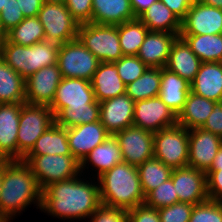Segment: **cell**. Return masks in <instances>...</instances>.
<instances>
[{
	"instance_id": "53",
	"label": "cell",
	"mask_w": 222,
	"mask_h": 222,
	"mask_svg": "<svg viewBox=\"0 0 222 222\" xmlns=\"http://www.w3.org/2000/svg\"><path fill=\"white\" fill-rule=\"evenodd\" d=\"M7 32L4 30L0 20V45L6 41Z\"/></svg>"
},
{
	"instance_id": "46",
	"label": "cell",
	"mask_w": 222,
	"mask_h": 222,
	"mask_svg": "<svg viewBox=\"0 0 222 222\" xmlns=\"http://www.w3.org/2000/svg\"><path fill=\"white\" fill-rule=\"evenodd\" d=\"M207 194L210 200L222 201V169L206 172Z\"/></svg>"
},
{
	"instance_id": "19",
	"label": "cell",
	"mask_w": 222,
	"mask_h": 222,
	"mask_svg": "<svg viewBox=\"0 0 222 222\" xmlns=\"http://www.w3.org/2000/svg\"><path fill=\"white\" fill-rule=\"evenodd\" d=\"M134 101L125 93L100 102V122L110 135L133 125Z\"/></svg>"
},
{
	"instance_id": "20",
	"label": "cell",
	"mask_w": 222,
	"mask_h": 222,
	"mask_svg": "<svg viewBox=\"0 0 222 222\" xmlns=\"http://www.w3.org/2000/svg\"><path fill=\"white\" fill-rule=\"evenodd\" d=\"M71 154L81 163L83 159L110 134L99 121L67 128Z\"/></svg>"
},
{
	"instance_id": "4",
	"label": "cell",
	"mask_w": 222,
	"mask_h": 222,
	"mask_svg": "<svg viewBox=\"0 0 222 222\" xmlns=\"http://www.w3.org/2000/svg\"><path fill=\"white\" fill-rule=\"evenodd\" d=\"M3 61L26 80L43 67L58 63L60 45L41 41L31 46H22L11 42L1 44Z\"/></svg>"
},
{
	"instance_id": "44",
	"label": "cell",
	"mask_w": 222,
	"mask_h": 222,
	"mask_svg": "<svg viewBox=\"0 0 222 222\" xmlns=\"http://www.w3.org/2000/svg\"><path fill=\"white\" fill-rule=\"evenodd\" d=\"M24 14L20 9L17 0H7L5 7L0 13V20L6 32L17 26L24 20Z\"/></svg>"
},
{
	"instance_id": "8",
	"label": "cell",
	"mask_w": 222,
	"mask_h": 222,
	"mask_svg": "<svg viewBox=\"0 0 222 222\" xmlns=\"http://www.w3.org/2000/svg\"><path fill=\"white\" fill-rule=\"evenodd\" d=\"M189 130L178 124L154 133V157L172 169L188 164Z\"/></svg>"
},
{
	"instance_id": "10",
	"label": "cell",
	"mask_w": 222,
	"mask_h": 222,
	"mask_svg": "<svg viewBox=\"0 0 222 222\" xmlns=\"http://www.w3.org/2000/svg\"><path fill=\"white\" fill-rule=\"evenodd\" d=\"M57 64L62 78L91 81L100 61L77 38L60 45Z\"/></svg>"
},
{
	"instance_id": "22",
	"label": "cell",
	"mask_w": 222,
	"mask_h": 222,
	"mask_svg": "<svg viewBox=\"0 0 222 222\" xmlns=\"http://www.w3.org/2000/svg\"><path fill=\"white\" fill-rule=\"evenodd\" d=\"M190 91L215 102L222 101V63L203 62L194 80L190 83Z\"/></svg>"
},
{
	"instance_id": "56",
	"label": "cell",
	"mask_w": 222,
	"mask_h": 222,
	"mask_svg": "<svg viewBox=\"0 0 222 222\" xmlns=\"http://www.w3.org/2000/svg\"><path fill=\"white\" fill-rule=\"evenodd\" d=\"M3 61V52H2V46L0 45V64H2Z\"/></svg>"
},
{
	"instance_id": "35",
	"label": "cell",
	"mask_w": 222,
	"mask_h": 222,
	"mask_svg": "<svg viewBox=\"0 0 222 222\" xmlns=\"http://www.w3.org/2000/svg\"><path fill=\"white\" fill-rule=\"evenodd\" d=\"M144 195L156 189L161 183L171 178L173 169L155 157L137 166Z\"/></svg>"
},
{
	"instance_id": "3",
	"label": "cell",
	"mask_w": 222,
	"mask_h": 222,
	"mask_svg": "<svg viewBox=\"0 0 222 222\" xmlns=\"http://www.w3.org/2000/svg\"><path fill=\"white\" fill-rule=\"evenodd\" d=\"M101 204L126 211L144 204L137 166L118 163L97 178Z\"/></svg>"
},
{
	"instance_id": "12",
	"label": "cell",
	"mask_w": 222,
	"mask_h": 222,
	"mask_svg": "<svg viewBox=\"0 0 222 222\" xmlns=\"http://www.w3.org/2000/svg\"><path fill=\"white\" fill-rule=\"evenodd\" d=\"M176 124L177 115L159 96L135 101L133 126L155 133Z\"/></svg>"
},
{
	"instance_id": "5",
	"label": "cell",
	"mask_w": 222,
	"mask_h": 222,
	"mask_svg": "<svg viewBox=\"0 0 222 222\" xmlns=\"http://www.w3.org/2000/svg\"><path fill=\"white\" fill-rule=\"evenodd\" d=\"M43 190L51 183L80 176V162L73 155H25L22 158Z\"/></svg>"
},
{
	"instance_id": "13",
	"label": "cell",
	"mask_w": 222,
	"mask_h": 222,
	"mask_svg": "<svg viewBox=\"0 0 222 222\" xmlns=\"http://www.w3.org/2000/svg\"><path fill=\"white\" fill-rule=\"evenodd\" d=\"M87 104H99L91 82L79 78H62L49 108L55 117L64 108L87 107Z\"/></svg>"
},
{
	"instance_id": "25",
	"label": "cell",
	"mask_w": 222,
	"mask_h": 222,
	"mask_svg": "<svg viewBox=\"0 0 222 222\" xmlns=\"http://www.w3.org/2000/svg\"><path fill=\"white\" fill-rule=\"evenodd\" d=\"M190 92V83L171 72L167 68H161V82L159 98L176 115L180 113Z\"/></svg>"
},
{
	"instance_id": "57",
	"label": "cell",
	"mask_w": 222,
	"mask_h": 222,
	"mask_svg": "<svg viewBox=\"0 0 222 222\" xmlns=\"http://www.w3.org/2000/svg\"><path fill=\"white\" fill-rule=\"evenodd\" d=\"M0 192H1V161H0Z\"/></svg>"
},
{
	"instance_id": "14",
	"label": "cell",
	"mask_w": 222,
	"mask_h": 222,
	"mask_svg": "<svg viewBox=\"0 0 222 222\" xmlns=\"http://www.w3.org/2000/svg\"><path fill=\"white\" fill-rule=\"evenodd\" d=\"M222 34V9L194 0L181 20L179 35Z\"/></svg>"
},
{
	"instance_id": "50",
	"label": "cell",
	"mask_w": 222,
	"mask_h": 222,
	"mask_svg": "<svg viewBox=\"0 0 222 222\" xmlns=\"http://www.w3.org/2000/svg\"><path fill=\"white\" fill-rule=\"evenodd\" d=\"M156 1L158 0H130L133 14L137 18Z\"/></svg>"
},
{
	"instance_id": "51",
	"label": "cell",
	"mask_w": 222,
	"mask_h": 222,
	"mask_svg": "<svg viewBox=\"0 0 222 222\" xmlns=\"http://www.w3.org/2000/svg\"><path fill=\"white\" fill-rule=\"evenodd\" d=\"M210 169H222V146L214 157V161Z\"/></svg>"
},
{
	"instance_id": "6",
	"label": "cell",
	"mask_w": 222,
	"mask_h": 222,
	"mask_svg": "<svg viewBox=\"0 0 222 222\" xmlns=\"http://www.w3.org/2000/svg\"><path fill=\"white\" fill-rule=\"evenodd\" d=\"M77 38L100 62L114 63L123 56L118 25L80 24Z\"/></svg>"
},
{
	"instance_id": "39",
	"label": "cell",
	"mask_w": 222,
	"mask_h": 222,
	"mask_svg": "<svg viewBox=\"0 0 222 222\" xmlns=\"http://www.w3.org/2000/svg\"><path fill=\"white\" fill-rule=\"evenodd\" d=\"M114 64L118 69V75L125 85L134 82L148 68L137 55H123Z\"/></svg>"
},
{
	"instance_id": "23",
	"label": "cell",
	"mask_w": 222,
	"mask_h": 222,
	"mask_svg": "<svg viewBox=\"0 0 222 222\" xmlns=\"http://www.w3.org/2000/svg\"><path fill=\"white\" fill-rule=\"evenodd\" d=\"M90 82L99 103L126 92V85L118 75L116 65L111 62H100Z\"/></svg>"
},
{
	"instance_id": "34",
	"label": "cell",
	"mask_w": 222,
	"mask_h": 222,
	"mask_svg": "<svg viewBox=\"0 0 222 222\" xmlns=\"http://www.w3.org/2000/svg\"><path fill=\"white\" fill-rule=\"evenodd\" d=\"M41 41H45V32L38 16L24 18L6 35V42L22 46H31Z\"/></svg>"
},
{
	"instance_id": "27",
	"label": "cell",
	"mask_w": 222,
	"mask_h": 222,
	"mask_svg": "<svg viewBox=\"0 0 222 222\" xmlns=\"http://www.w3.org/2000/svg\"><path fill=\"white\" fill-rule=\"evenodd\" d=\"M215 103L190 91L183 109L177 115V124L188 130L201 128L212 113Z\"/></svg>"
},
{
	"instance_id": "43",
	"label": "cell",
	"mask_w": 222,
	"mask_h": 222,
	"mask_svg": "<svg viewBox=\"0 0 222 222\" xmlns=\"http://www.w3.org/2000/svg\"><path fill=\"white\" fill-rule=\"evenodd\" d=\"M64 4L78 23H92L93 0H65Z\"/></svg>"
},
{
	"instance_id": "28",
	"label": "cell",
	"mask_w": 222,
	"mask_h": 222,
	"mask_svg": "<svg viewBox=\"0 0 222 222\" xmlns=\"http://www.w3.org/2000/svg\"><path fill=\"white\" fill-rule=\"evenodd\" d=\"M149 31L175 33L179 36L181 20L160 0L137 17Z\"/></svg>"
},
{
	"instance_id": "31",
	"label": "cell",
	"mask_w": 222,
	"mask_h": 222,
	"mask_svg": "<svg viewBox=\"0 0 222 222\" xmlns=\"http://www.w3.org/2000/svg\"><path fill=\"white\" fill-rule=\"evenodd\" d=\"M201 62L222 61V34L179 35Z\"/></svg>"
},
{
	"instance_id": "32",
	"label": "cell",
	"mask_w": 222,
	"mask_h": 222,
	"mask_svg": "<svg viewBox=\"0 0 222 222\" xmlns=\"http://www.w3.org/2000/svg\"><path fill=\"white\" fill-rule=\"evenodd\" d=\"M25 103V80L5 62L0 64V104Z\"/></svg>"
},
{
	"instance_id": "7",
	"label": "cell",
	"mask_w": 222,
	"mask_h": 222,
	"mask_svg": "<svg viewBox=\"0 0 222 222\" xmlns=\"http://www.w3.org/2000/svg\"><path fill=\"white\" fill-rule=\"evenodd\" d=\"M55 122L49 106L24 103L18 126V160L32 149L36 140Z\"/></svg>"
},
{
	"instance_id": "15",
	"label": "cell",
	"mask_w": 222,
	"mask_h": 222,
	"mask_svg": "<svg viewBox=\"0 0 222 222\" xmlns=\"http://www.w3.org/2000/svg\"><path fill=\"white\" fill-rule=\"evenodd\" d=\"M62 79L58 64L43 67L25 80V103L50 106Z\"/></svg>"
},
{
	"instance_id": "41",
	"label": "cell",
	"mask_w": 222,
	"mask_h": 222,
	"mask_svg": "<svg viewBox=\"0 0 222 222\" xmlns=\"http://www.w3.org/2000/svg\"><path fill=\"white\" fill-rule=\"evenodd\" d=\"M194 205L178 202L158 209L161 222H189Z\"/></svg>"
},
{
	"instance_id": "49",
	"label": "cell",
	"mask_w": 222,
	"mask_h": 222,
	"mask_svg": "<svg viewBox=\"0 0 222 222\" xmlns=\"http://www.w3.org/2000/svg\"><path fill=\"white\" fill-rule=\"evenodd\" d=\"M24 17H35L43 5V0H17Z\"/></svg>"
},
{
	"instance_id": "18",
	"label": "cell",
	"mask_w": 222,
	"mask_h": 222,
	"mask_svg": "<svg viewBox=\"0 0 222 222\" xmlns=\"http://www.w3.org/2000/svg\"><path fill=\"white\" fill-rule=\"evenodd\" d=\"M23 104H0V161L18 160L17 136Z\"/></svg>"
},
{
	"instance_id": "16",
	"label": "cell",
	"mask_w": 222,
	"mask_h": 222,
	"mask_svg": "<svg viewBox=\"0 0 222 222\" xmlns=\"http://www.w3.org/2000/svg\"><path fill=\"white\" fill-rule=\"evenodd\" d=\"M222 146V138L202 128L189 129L187 166L204 171L211 168L214 157Z\"/></svg>"
},
{
	"instance_id": "1",
	"label": "cell",
	"mask_w": 222,
	"mask_h": 222,
	"mask_svg": "<svg viewBox=\"0 0 222 222\" xmlns=\"http://www.w3.org/2000/svg\"><path fill=\"white\" fill-rule=\"evenodd\" d=\"M101 205L99 183L75 176L49 184L42 190L41 211L63 220L89 218Z\"/></svg>"
},
{
	"instance_id": "47",
	"label": "cell",
	"mask_w": 222,
	"mask_h": 222,
	"mask_svg": "<svg viewBox=\"0 0 222 222\" xmlns=\"http://www.w3.org/2000/svg\"><path fill=\"white\" fill-rule=\"evenodd\" d=\"M201 128L222 138V101L214 104L212 113Z\"/></svg>"
},
{
	"instance_id": "21",
	"label": "cell",
	"mask_w": 222,
	"mask_h": 222,
	"mask_svg": "<svg viewBox=\"0 0 222 222\" xmlns=\"http://www.w3.org/2000/svg\"><path fill=\"white\" fill-rule=\"evenodd\" d=\"M178 37L175 33L149 31L137 57L150 68L166 66L172 43Z\"/></svg>"
},
{
	"instance_id": "37",
	"label": "cell",
	"mask_w": 222,
	"mask_h": 222,
	"mask_svg": "<svg viewBox=\"0 0 222 222\" xmlns=\"http://www.w3.org/2000/svg\"><path fill=\"white\" fill-rule=\"evenodd\" d=\"M100 120V104H87V107L64 108L55 116V123L64 128H72Z\"/></svg>"
},
{
	"instance_id": "9",
	"label": "cell",
	"mask_w": 222,
	"mask_h": 222,
	"mask_svg": "<svg viewBox=\"0 0 222 222\" xmlns=\"http://www.w3.org/2000/svg\"><path fill=\"white\" fill-rule=\"evenodd\" d=\"M38 18L44 28L45 41L62 45L77 39L80 23L72 17L64 3L43 2Z\"/></svg>"
},
{
	"instance_id": "33",
	"label": "cell",
	"mask_w": 222,
	"mask_h": 222,
	"mask_svg": "<svg viewBox=\"0 0 222 222\" xmlns=\"http://www.w3.org/2000/svg\"><path fill=\"white\" fill-rule=\"evenodd\" d=\"M161 68H150L134 82L126 85V94L135 102L157 97L160 91Z\"/></svg>"
},
{
	"instance_id": "48",
	"label": "cell",
	"mask_w": 222,
	"mask_h": 222,
	"mask_svg": "<svg viewBox=\"0 0 222 222\" xmlns=\"http://www.w3.org/2000/svg\"><path fill=\"white\" fill-rule=\"evenodd\" d=\"M165 4L176 16L182 20L187 11L192 6L194 0H160Z\"/></svg>"
},
{
	"instance_id": "55",
	"label": "cell",
	"mask_w": 222,
	"mask_h": 222,
	"mask_svg": "<svg viewBox=\"0 0 222 222\" xmlns=\"http://www.w3.org/2000/svg\"><path fill=\"white\" fill-rule=\"evenodd\" d=\"M6 3H7V0H0V13H1L3 7H5Z\"/></svg>"
},
{
	"instance_id": "29",
	"label": "cell",
	"mask_w": 222,
	"mask_h": 222,
	"mask_svg": "<svg viewBox=\"0 0 222 222\" xmlns=\"http://www.w3.org/2000/svg\"><path fill=\"white\" fill-rule=\"evenodd\" d=\"M94 165L98 169L96 176H101L104 172L110 170L113 166L123 162L122 154L117 140L110 135L104 142L96 146L80 163V173L87 163Z\"/></svg>"
},
{
	"instance_id": "54",
	"label": "cell",
	"mask_w": 222,
	"mask_h": 222,
	"mask_svg": "<svg viewBox=\"0 0 222 222\" xmlns=\"http://www.w3.org/2000/svg\"><path fill=\"white\" fill-rule=\"evenodd\" d=\"M43 2L61 4L65 3V0H43Z\"/></svg>"
},
{
	"instance_id": "42",
	"label": "cell",
	"mask_w": 222,
	"mask_h": 222,
	"mask_svg": "<svg viewBox=\"0 0 222 222\" xmlns=\"http://www.w3.org/2000/svg\"><path fill=\"white\" fill-rule=\"evenodd\" d=\"M90 222H128L126 210L101 204L89 217Z\"/></svg>"
},
{
	"instance_id": "38",
	"label": "cell",
	"mask_w": 222,
	"mask_h": 222,
	"mask_svg": "<svg viewBox=\"0 0 222 222\" xmlns=\"http://www.w3.org/2000/svg\"><path fill=\"white\" fill-rule=\"evenodd\" d=\"M178 202L175 186L173 185L172 178H169L145 196L144 204L148 207L159 209Z\"/></svg>"
},
{
	"instance_id": "52",
	"label": "cell",
	"mask_w": 222,
	"mask_h": 222,
	"mask_svg": "<svg viewBox=\"0 0 222 222\" xmlns=\"http://www.w3.org/2000/svg\"><path fill=\"white\" fill-rule=\"evenodd\" d=\"M208 6H213L215 8L222 9V0H197Z\"/></svg>"
},
{
	"instance_id": "24",
	"label": "cell",
	"mask_w": 222,
	"mask_h": 222,
	"mask_svg": "<svg viewBox=\"0 0 222 222\" xmlns=\"http://www.w3.org/2000/svg\"><path fill=\"white\" fill-rule=\"evenodd\" d=\"M201 63V60L191 51L187 42L178 36L172 43L165 68L191 83L199 71Z\"/></svg>"
},
{
	"instance_id": "2",
	"label": "cell",
	"mask_w": 222,
	"mask_h": 222,
	"mask_svg": "<svg viewBox=\"0 0 222 222\" xmlns=\"http://www.w3.org/2000/svg\"><path fill=\"white\" fill-rule=\"evenodd\" d=\"M42 189L22 160L1 161L0 219L9 221L32 202L41 208ZM18 213V214H17Z\"/></svg>"
},
{
	"instance_id": "17",
	"label": "cell",
	"mask_w": 222,
	"mask_h": 222,
	"mask_svg": "<svg viewBox=\"0 0 222 222\" xmlns=\"http://www.w3.org/2000/svg\"><path fill=\"white\" fill-rule=\"evenodd\" d=\"M171 178L179 202L196 205L209 199L204 171L189 166L176 168Z\"/></svg>"
},
{
	"instance_id": "40",
	"label": "cell",
	"mask_w": 222,
	"mask_h": 222,
	"mask_svg": "<svg viewBox=\"0 0 222 222\" xmlns=\"http://www.w3.org/2000/svg\"><path fill=\"white\" fill-rule=\"evenodd\" d=\"M189 222H222V201L208 199L194 205Z\"/></svg>"
},
{
	"instance_id": "26",
	"label": "cell",
	"mask_w": 222,
	"mask_h": 222,
	"mask_svg": "<svg viewBox=\"0 0 222 222\" xmlns=\"http://www.w3.org/2000/svg\"><path fill=\"white\" fill-rule=\"evenodd\" d=\"M136 19L130 0H93L92 23L119 25Z\"/></svg>"
},
{
	"instance_id": "11",
	"label": "cell",
	"mask_w": 222,
	"mask_h": 222,
	"mask_svg": "<svg viewBox=\"0 0 222 222\" xmlns=\"http://www.w3.org/2000/svg\"><path fill=\"white\" fill-rule=\"evenodd\" d=\"M113 136L120 147L123 162L139 166L154 157V133L132 125Z\"/></svg>"
},
{
	"instance_id": "45",
	"label": "cell",
	"mask_w": 222,
	"mask_h": 222,
	"mask_svg": "<svg viewBox=\"0 0 222 222\" xmlns=\"http://www.w3.org/2000/svg\"><path fill=\"white\" fill-rule=\"evenodd\" d=\"M128 222H161L158 209L145 204L138 205L127 211Z\"/></svg>"
},
{
	"instance_id": "30",
	"label": "cell",
	"mask_w": 222,
	"mask_h": 222,
	"mask_svg": "<svg viewBox=\"0 0 222 222\" xmlns=\"http://www.w3.org/2000/svg\"><path fill=\"white\" fill-rule=\"evenodd\" d=\"M72 155L69 149L67 128L55 122L35 142L26 155Z\"/></svg>"
},
{
	"instance_id": "36",
	"label": "cell",
	"mask_w": 222,
	"mask_h": 222,
	"mask_svg": "<svg viewBox=\"0 0 222 222\" xmlns=\"http://www.w3.org/2000/svg\"><path fill=\"white\" fill-rule=\"evenodd\" d=\"M148 32V28L138 18L119 24V42L123 55H137Z\"/></svg>"
}]
</instances>
